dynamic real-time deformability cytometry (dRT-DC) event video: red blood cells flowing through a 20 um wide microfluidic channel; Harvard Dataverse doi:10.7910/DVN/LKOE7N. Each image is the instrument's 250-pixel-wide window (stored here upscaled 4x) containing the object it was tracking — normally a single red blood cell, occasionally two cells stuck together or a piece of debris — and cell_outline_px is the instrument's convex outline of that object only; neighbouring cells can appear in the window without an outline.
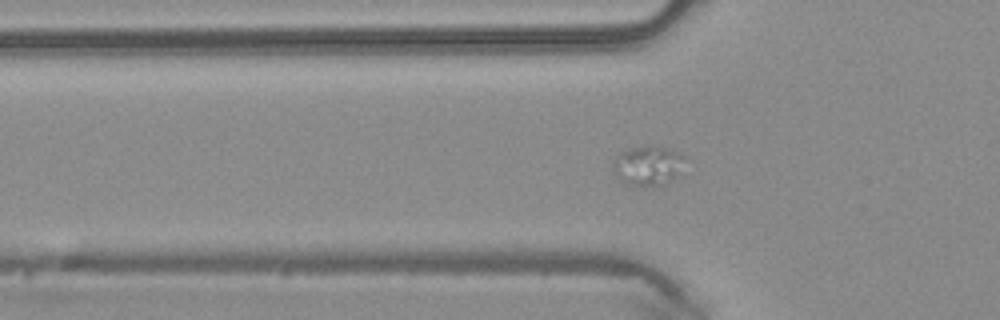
{"species": "common noctule bat (a hibernating species)", "species_latin": "Nyctalus noctula", "temperature_condition": "warm", "stored_images_in_passage": 16, "camera_frame_rate_fps": 3000, "um_per_image_px": 0.085, "animal": {"sex": "male", "body_mass_g": 20.4}, "frame": {"image": 1, "passage_image": 2, "time_ms": 0.333, "image_size_px": [1000, 320], "cell_outline_px": [[684, 156], [680, 176], [664, 184], [632, 188], [620, 180], [612, 164], [612, 160], [620, 152], [632, 148], [672, 148], [680, 152]], "centroid_in_image_um": [55.08, 14.13], "position_along_channel_um": 70.7, "area_um2": 16.59}}
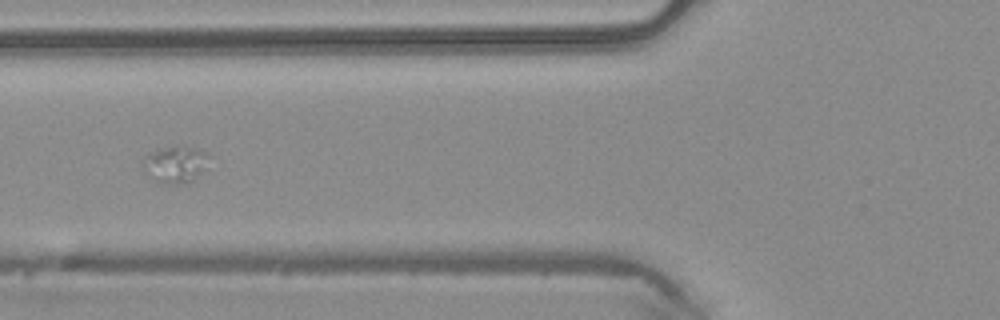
{"frame": {"image": 2, "passage_image": 5, "time_ms": 1.333, "image_size_px": [1000, 320], "cell_outline_px": [[208, 156], [204, 168], [192, 184], [160, 184], [152, 180], [144, 168], [144, 164], [148, 156], [152, 152], [160, 148], [176, 144], [196, 148], [204, 152]], "centroid_in_image_um": [14.92, 14.0], "position_along_channel_um": 110.9, "area_um2": 14.22}}